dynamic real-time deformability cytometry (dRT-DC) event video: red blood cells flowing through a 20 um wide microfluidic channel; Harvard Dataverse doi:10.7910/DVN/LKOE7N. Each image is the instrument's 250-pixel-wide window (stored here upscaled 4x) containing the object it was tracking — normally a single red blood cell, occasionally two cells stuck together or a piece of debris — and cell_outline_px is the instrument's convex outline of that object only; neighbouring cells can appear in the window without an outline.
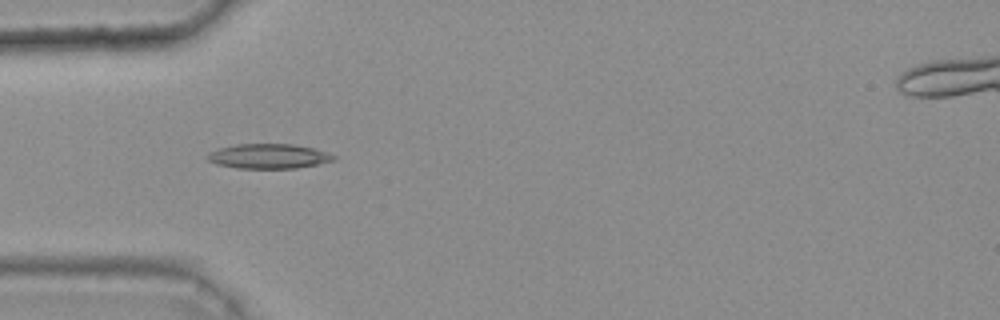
{"species": "common noctule bat (a hibernating species)", "species_latin": "Nyctalus noctula", "temperature_condition": "warm", "stored_images_in_passage": 4, "camera_frame_rate_fps": 3000, "um_per_image_px": 0.085, "animal": {"sex": "female", "body_mass_g": 25.1}, "frame": {"image": 1, "passage_image": 1, "time_ms": 0.0, "image_size_px": [1000, 320], "cell_outline_px": [[336, 160], [296, 168], [236, 168], [216, 164], [208, 160], [208, 156], [212, 152], [220, 148], [236, 144], [292, 144], [312, 148], [336, 156]], "centroid_in_image_um": [22.84, 13.28], "position_along_channel_um": 62.2, "area_um2": 17.86}}